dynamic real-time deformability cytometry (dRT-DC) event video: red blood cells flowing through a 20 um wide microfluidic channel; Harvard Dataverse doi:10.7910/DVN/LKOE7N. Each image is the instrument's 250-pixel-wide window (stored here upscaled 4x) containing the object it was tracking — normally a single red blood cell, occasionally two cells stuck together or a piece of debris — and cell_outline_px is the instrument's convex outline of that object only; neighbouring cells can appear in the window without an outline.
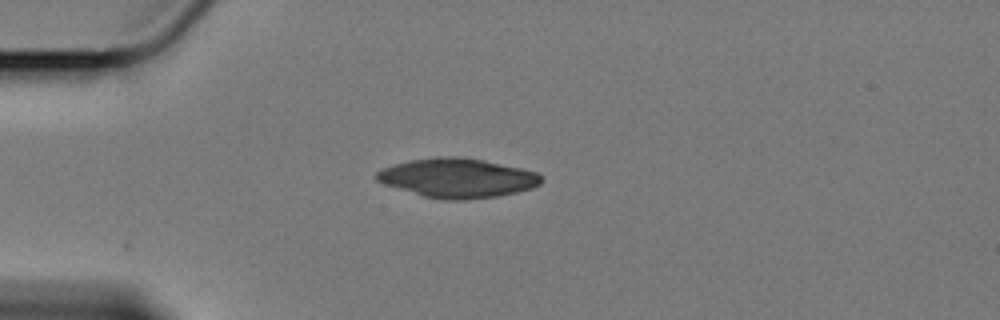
{"species": "Egyptian fruit bat (a non-hibernating species)", "species_latin": "Rousettus aegyptiacus", "temperature_condition": "cold", "stored_images_in_passage": 3, "camera_frame_rate_fps": 3000, "um_per_image_px": 0.085, "animal": {"sex": "female"}, "frame": {"image": 1, "passage_image": 1, "time_ms": 0.0, "image_size_px": [1000, 320], "cell_outline_px": [[544, 180], [540, 184], [532, 188], [516, 192], [496, 196], [464, 200], [444, 200], [424, 196], [384, 184], [376, 180], [372, 176], [376, 172], [384, 168], [396, 164], [412, 160], [436, 156], [456, 156], [484, 160], [520, 168], [536, 172], [544, 176]], "centroid_in_image_um": [38.9, 15.13], "position_along_channel_um": 46.1, "area_um2": 37.63}}